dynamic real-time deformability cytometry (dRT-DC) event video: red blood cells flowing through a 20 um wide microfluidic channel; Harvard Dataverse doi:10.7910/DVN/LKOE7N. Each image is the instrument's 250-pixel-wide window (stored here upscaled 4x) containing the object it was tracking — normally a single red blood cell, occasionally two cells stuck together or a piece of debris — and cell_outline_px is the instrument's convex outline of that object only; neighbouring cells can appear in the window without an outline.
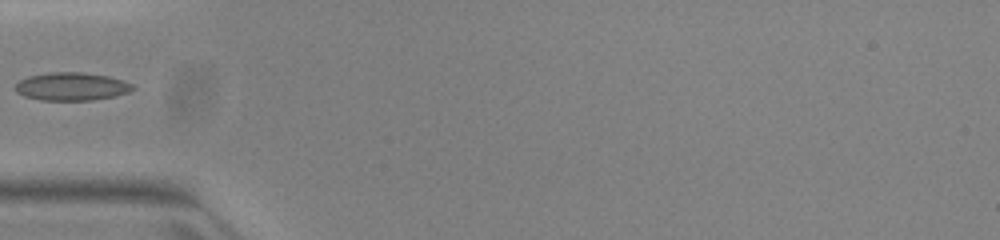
{"species": "common noctule bat (a hibernating species)", "species_latin": "Nyctalus noctula", "temperature_condition": "warm", "stored_images_in_passage": 25, "camera_frame_rate_fps": 3000, "um_per_image_px": 0.085, "animal": {"sex": "female", "body_mass_g": 23.0, "forearm_length_mm": 53.4}, "frame": {"image": 1, "passage_image": 1, "time_ms": 0.0, "image_size_px": [1000, 240], "cell_outline_px": [[136, 88], [128, 92], [112, 96], [92, 100], [40, 100], [24, 96], [16, 92], [16, 84], [20, 80], [28, 76], [48, 72], [80, 72], [108, 76], [124, 80], [132, 84]], "centroid_in_image_um": [6.08, 7.34], "position_along_channel_um": 78.9, "area_um2": 19.13}}
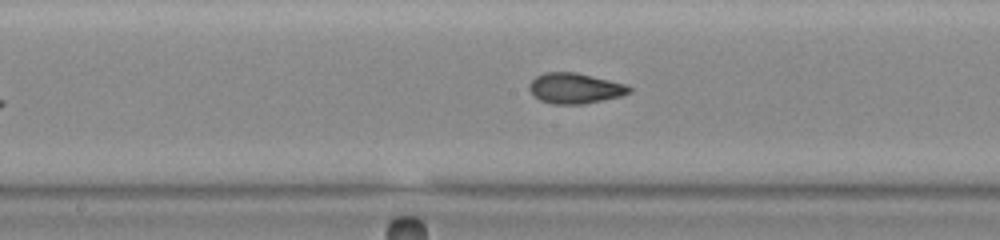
{"frame": {"image": 2, "passage_image": 10, "time_ms": 3.0, "image_size_px": [1000, 240], "cell_outline_px": [[632, 92], [620, 96], [584, 104], [556, 104], [540, 100], [528, 88], [528, 84], [536, 76], [544, 72], [576, 72], [624, 84], [632, 88]], "centroid_in_image_um": [48.86, 7.5], "position_along_channel_um": 199.3, "area_um2": 17.57}}
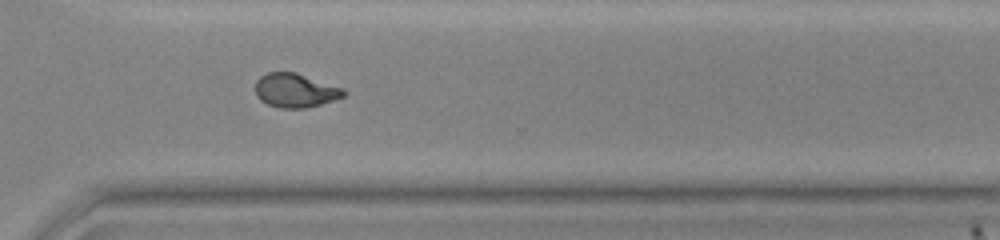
{"frame": {"image": 3, "passage_image": 21, "time_ms": 6.667, "image_size_px": [1000, 240], "cell_outline_px": [[344, 96], [320, 104], [304, 108], [280, 108], [268, 104], [260, 100], [256, 96], [256, 80], [260, 76], [268, 72], [296, 72], [344, 88]], "centroid_in_image_um": [25.08, 7.67], "position_along_channel_um": 345.5, "area_um2": 17.4}}